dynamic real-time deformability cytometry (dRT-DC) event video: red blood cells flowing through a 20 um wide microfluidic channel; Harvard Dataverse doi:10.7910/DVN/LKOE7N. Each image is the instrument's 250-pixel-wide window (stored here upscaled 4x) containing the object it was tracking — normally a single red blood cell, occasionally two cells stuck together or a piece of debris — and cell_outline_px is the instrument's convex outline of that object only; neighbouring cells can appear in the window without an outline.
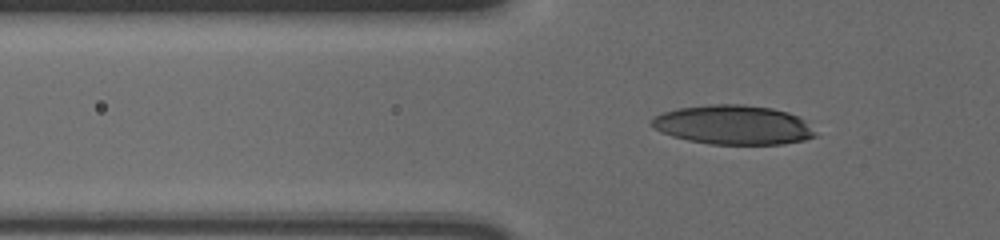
{"species": "human", "species_latin": "Homo sapiens", "temperature_condition": "cold", "stored_images_in_passage": 53, "camera_frame_rate_fps": 3000, "um_per_image_px": 0.085, "donor": {"sex": "male"}, "frame": {"image": 1, "passage_image": 17, "time_ms": 5.333, "image_size_px": [1000, 240], "cell_outline_px": [[816, 136], [804, 140], [784, 144], [708, 144], [688, 140], [672, 136], [660, 132], [652, 124], [652, 120], [656, 116], [664, 112], [676, 108], [712, 104], [744, 104], [772, 108], [788, 112], [800, 116], [816, 132]], "centroid_in_image_um": [62.36, 10.61], "position_along_channel_um": 63.4, "area_um2": 37.51}}
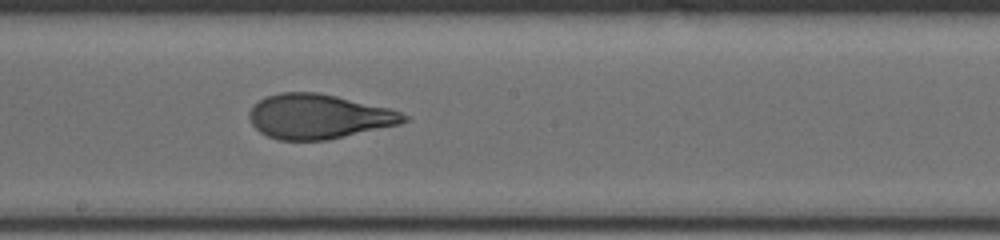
{"frame": {"image": 2, "passage_image": 31, "time_ms": 10.0, "image_size_px": [1000, 240], "cell_outline_px": [[408, 120], [400, 124], [328, 140], [280, 140], [268, 136], [260, 132], [252, 124], [248, 116], [248, 112], [260, 100], [268, 96], [280, 92], [316, 92], [336, 96], [388, 108], [400, 112], [408, 116]], "centroid_in_image_um": [27.08, 9.91], "position_along_channel_um": 221.1, "area_um2": 39.88}}
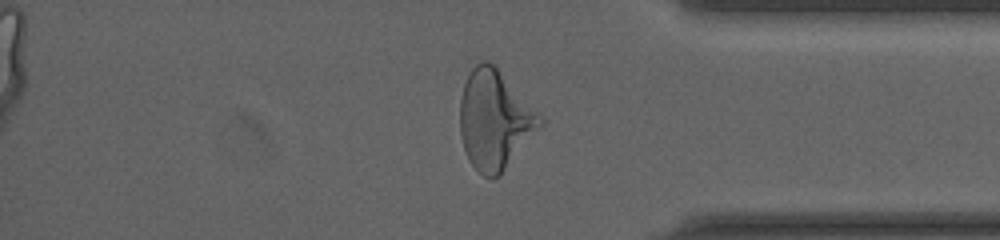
{"frame": {"image": 3, "passage_image": 46, "time_ms": 15.0, "image_size_px": [1000, 240], "cell_outline_px": [[544, 124], [500, 176], [484, 176], [468, 160], [464, 148], [460, 132], [460, 100], [464, 84], [472, 68], [476, 64], [484, 60], [488, 60], [496, 64], [544, 120]], "centroid_in_image_um": [42.05, 10.16], "position_along_channel_um": 393.1, "area_um2": 46.18}}